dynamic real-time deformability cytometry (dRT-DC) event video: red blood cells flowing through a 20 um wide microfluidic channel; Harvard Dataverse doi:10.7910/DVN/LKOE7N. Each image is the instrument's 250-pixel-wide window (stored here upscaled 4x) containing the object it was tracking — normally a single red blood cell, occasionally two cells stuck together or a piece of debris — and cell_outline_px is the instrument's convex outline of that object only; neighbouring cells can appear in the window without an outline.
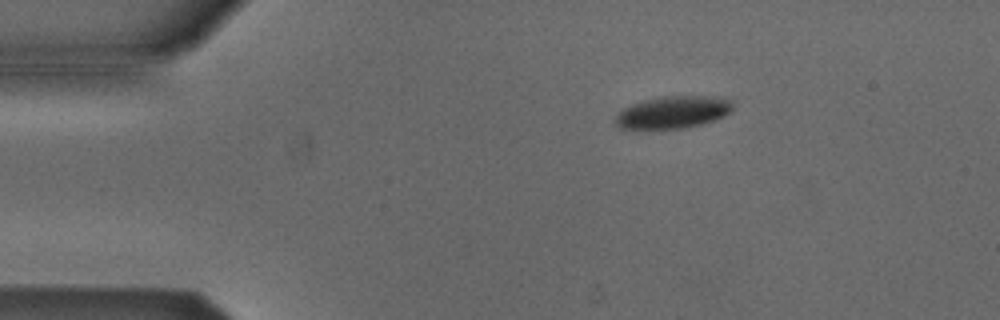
{"species": "Egyptian fruit bat (a non-hibernating species)", "species_latin": "Rousettus aegyptiacus", "temperature_condition": "cold", "stored_images_in_passage": 5, "camera_frame_rate_fps": 3000, "um_per_image_px": 0.085, "animal": {"sex": "male"}, "frame": {"image": 1, "passage_image": 3, "time_ms": 2.333, "image_size_px": [1000, 320], "cell_outline_px": [[732, 108], [724, 116], [716, 120], [704, 124], [684, 128], [620, 128], [616, 124], [616, 116], [624, 108], [632, 104], [644, 100], [664, 96], [728, 96], [732, 100]], "centroid_in_image_um": [57.29, 9.52], "position_along_channel_um": 27.7, "area_um2": 22.08}}
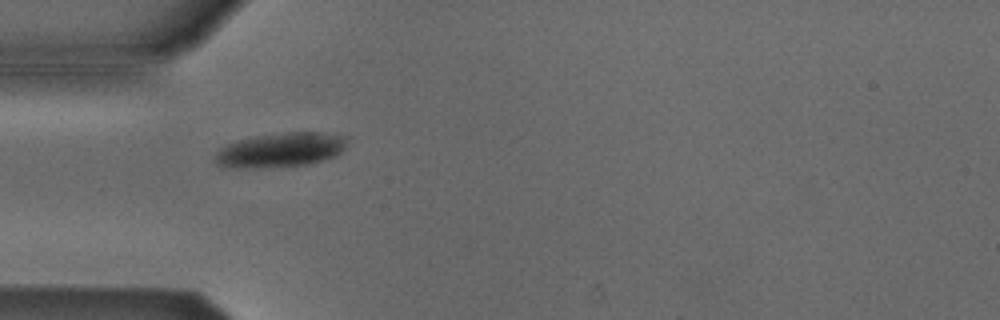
{"frame": {"image": 2, "passage_image": 5, "time_ms": 4.667, "image_size_px": [1000, 320], "cell_outline_px": [[348, 136], [344, 148], [336, 156], [324, 160], [308, 164], [268, 168], [244, 168], [216, 164], [216, 152], [220, 148], [236, 140], [256, 136], [288, 132], [324, 132]], "centroid_in_image_um": [23.89, 12.74], "position_along_channel_um": 61.1, "area_um2": 26.53}}